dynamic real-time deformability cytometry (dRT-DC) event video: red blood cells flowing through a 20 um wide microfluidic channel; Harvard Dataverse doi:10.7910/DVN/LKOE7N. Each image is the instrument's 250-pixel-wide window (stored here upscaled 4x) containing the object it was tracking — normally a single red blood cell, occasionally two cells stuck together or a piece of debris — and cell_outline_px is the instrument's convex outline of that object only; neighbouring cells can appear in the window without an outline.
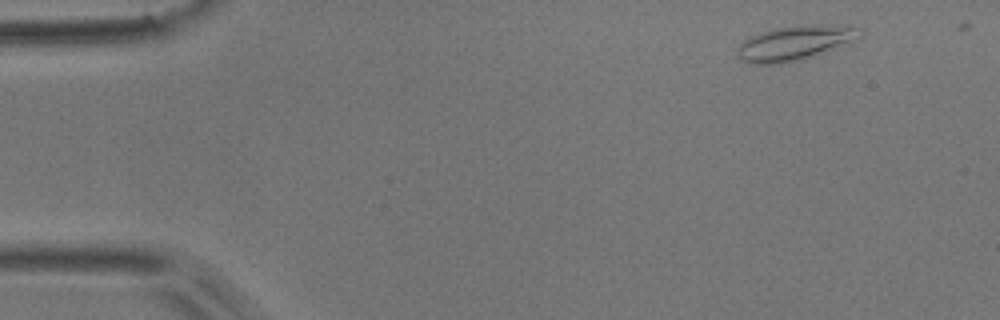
{"species": "common noctule bat (a hibernating species)", "species_latin": "Nyctalus noctula", "temperature_condition": "room temperature", "stored_images_in_passage": 6, "camera_frame_rate_fps": 3000, "um_per_image_px": 0.085, "animal": {"sex": "male", "body_mass_g": 17.9}, "frame": {"image": 1, "passage_image": 2, "time_ms": 0.333, "image_size_px": [1000, 320], "cell_outline_px": [[864, 32], [860, 36], [852, 40], [808, 56], [776, 64], [752, 64], [744, 60], [736, 52], [736, 48], [744, 40], [752, 36], [764, 32], [780, 28], [856, 28]], "centroid_in_image_um": [67.36, 3.72], "position_along_channel_um": 17.6, "area_um2": 21.96}}
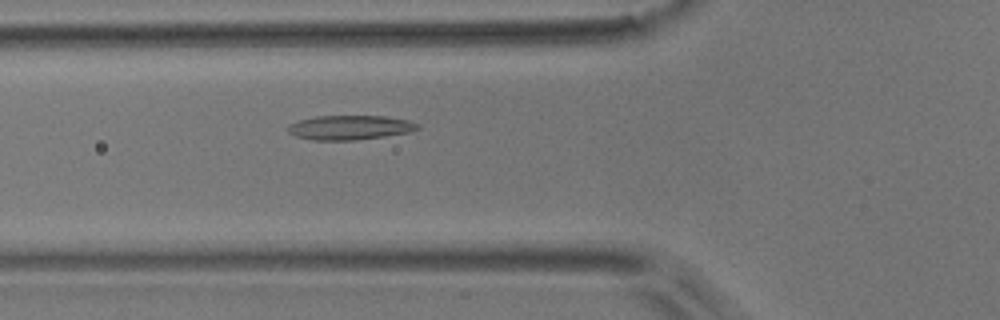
{"frame": {"image": 2, "passage_image": 6, "time_ms": 1.667, "image_size_px": [1000, 320], "cell_outline_px": [[420, 128], [408, 132], [384, 136], [356, 140], [312, 140], [296, 136], [288, 132], [288, 124], [300, 120], [316, 116], [384, 116], [408, 120], [420, 124]], "centroid_in_image_um": [29.74, 10.84], "position_along_channel_um": 96.1, "area_um2": 18.38}}